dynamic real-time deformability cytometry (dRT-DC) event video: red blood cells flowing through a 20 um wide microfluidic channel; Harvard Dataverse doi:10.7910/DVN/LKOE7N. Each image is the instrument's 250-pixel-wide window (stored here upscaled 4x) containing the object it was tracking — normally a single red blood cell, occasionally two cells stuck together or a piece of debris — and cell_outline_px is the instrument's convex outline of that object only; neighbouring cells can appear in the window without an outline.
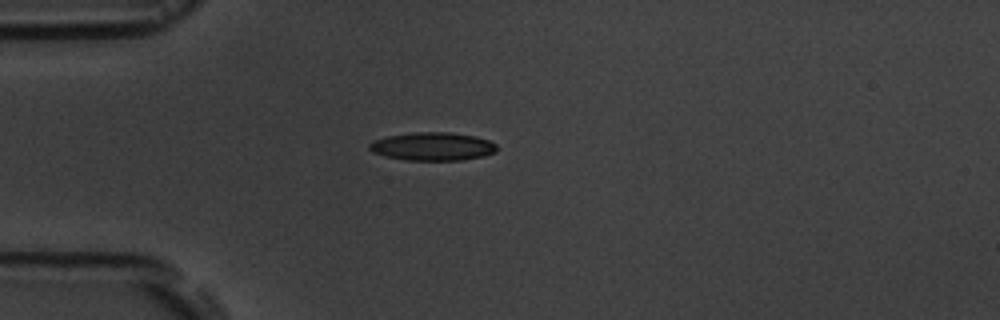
{"species": "common noctule bat (a hibernating species)", "species_latin": "Nyctalus noctula", "temperature_condition": "room temperature", "stored_images_in_passage": 1, "camera_frame_rate_fps": 3000, "um_per_image_px": 0.085, "animal": {"sex": "male", "body_mass_g": 19.5, "forearm_length_mm": 54.6}, "frame": {"image": 1, "passage_image": 1, "time_ms": 0.0, "image_size_px": [1000, 320], "cell_outline_px": [[496, 152], [484, 156], [460, 160], [404, 160], [384, 156], [372, 152], [368, 148], [368, 144], [372, 140], [388, 136], [416, 132], [452, 132], [476, 136], [488, 140], [496, 144]], "centroid_in_image_um": [36.75, 12.44], "position_along_channel_um": 48.2, "area_um2": 21.1}}